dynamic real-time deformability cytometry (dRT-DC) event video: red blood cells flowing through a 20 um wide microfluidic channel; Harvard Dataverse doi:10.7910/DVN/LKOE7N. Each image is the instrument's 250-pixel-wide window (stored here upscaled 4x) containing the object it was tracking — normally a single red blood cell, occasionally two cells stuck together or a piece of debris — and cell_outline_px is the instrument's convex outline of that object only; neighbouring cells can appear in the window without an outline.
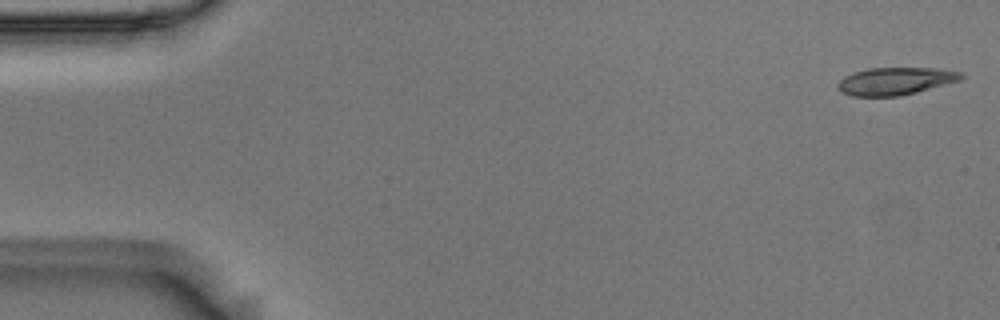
{"species": "Egyptian fruit bat (a non-hibernating species)", "species_latin": "Rousettus aegyptiacus", "temperature_condition": "room temperature", "stored_images_in_passage": 55, "camera_frame_rate_fps": 3000, "um_per_image_px": 0.085, "animal": {"sex": "male"}, "frame": {"image": 1, "passage_image": 1, "time_ms": 0.0, "image_size_px": [1000, 320], "cell_outline_px": [[964, 76], [960, 80], [916, 92], [900, 96], [852, 96], [840, 92], [836, 84], [844, 76], [868, 68], [936, 68], [960, 72]], "centroid_in_image_um": [76.07, 6.9], "position_along_channel_um": 8.9, "area_um2": 19.65}}
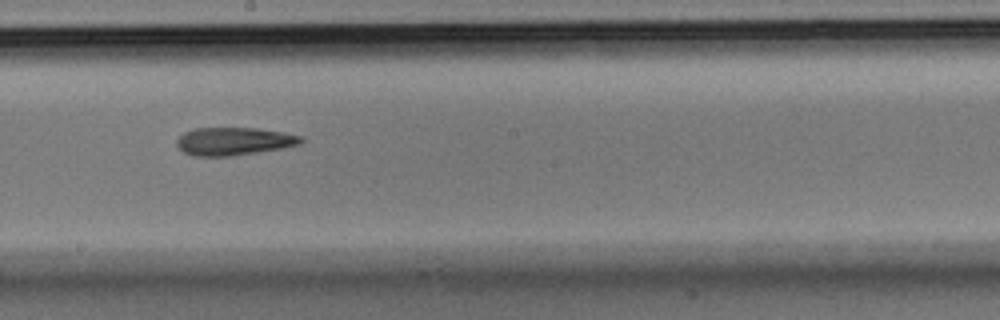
{"frame": {"image": 2, "passage_image": 30, "time_ms": 9.667, "image_size_px": [1000, 320], "cell_outline_px": [[304, 140], [300, 144], [284, 148], [232, 156], [192, 156], [184, 152], [176, 144], [176, 140], [184, 132], [196, 128], [256, 128], [284, 132], [304, 136]], "centroid_in_image_um": [19.91, 12.01], "position_along_channel_um": 228.3, "area_um2": 20.35}}
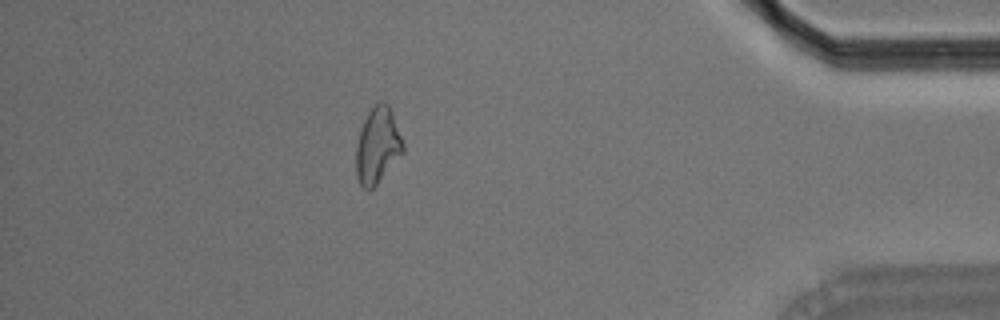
{"frame": {"image": 3, "passage_image": 48, "time_ms": 15.667, "image_size_px": [1000, 320], "cell_outline_px": [[404, 152], [376, 184], [372, 188], [364, 188], [360, 184], [356, 176], [356, 144], [360, 128], [368, 112], [380, 100], [384, 100], [388, 104], [392, 112], [404, 144]], "centroid_in_image_um": [32.09, 12.34], "position_along_channel_um": 403.1, "area_um2": 20.69}}